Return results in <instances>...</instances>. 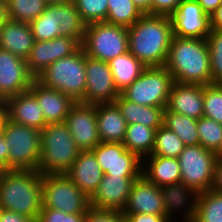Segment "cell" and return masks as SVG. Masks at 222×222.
Listing matches in <instances>:
<instances>
[{"label": "cell", "instance_id": "obj_1", "mask_svg": "<svg viewBox=\"0 0 222 222\" xmlns=\"http://www.w3.org/2000/svg\"><path fill=\"white\" fill-rule=\"evenodd\" d=\"M129 52L146 67H163L173 38L170 16L143 14L127 28Z\"/></svg>", "mask_w": 222, "mask_h": 222}, {"label": "cell", "instance_id": "obj_5", "mask_svg": "<svg viewBox=\"0 0 222 222\" xmlns=\"http://www.w3.org/2000/svg\"><path fill=\"white\" fill-rule=\"evenodd\" d=\"M36 80L47 88L68 95L75 102L84 103L86 89L85 51L81 47L71 56L53 62Z\"/></svg>", "mask_w": 222, "mask_h": 222}, {"label": "cell", "instance_id": "obj_26", "mask_svg": "<svg viewBox=\"0 0 222 222\" xmlns=\"http://www.w3.org/2000/svg\"><path fill=\"white\" fill-rule=\"evenodd\" d=\"M142 175L158 187L181 183L180 165L177 158L146 156L142 159Z\"/></svg>", "mask_w": 222, "mask_h": 222}, {"label": "cell", "instance_id": "obj_7", "mask_svg": "<svg viewBox=\"0 0 222 222\" xmlns=\"http://www.w3.org/2000/svg\"><path fill=\"white\" fill-rule=\"evenodd\" d=\"M81 47L87 56L108 63L129 51L127 27L107 22L85 25Z\"/></svg>", "mask_w": 222, "mask_h": 222}, {"label": "cell", "instance_id": "obj_22", "mask_svg": "<svg viewBox=\"0 0 222 222\" xmlns=\"http://www.w3.org/2000/svg\"><path fill=\"white\" fill-rule=\"evenodd\" d=\"M66 175L90 198L97 190L104 173L94 153L86 150L80 151Z\"/></svg>", "mask_w": 222, "mask_h": 222}, {"label": "cell", "instance_id": "obj_37", "mask_svg": "<svg viewBox=\"0 0 222 222\" xmlns=\"http://www.w3.org/2000/svg\"><path fill=\"white\" fill-rule=\"evenodd\" d=\"M200 145L206 150L222 155V124L202 116L197 120Z\"/></svg>", "mask_w": 222, "mask_h": 222}, {"label": "cell", "instance_id": "obj_47", "mask_svg": "<svg viewBox=\"0 0 222 222\" xmlns=\"http://www.w3.org/2000/svg\"><path fill=\"white\" fill-rule=\"evenodd\" d=\"M212 189L222 193V156L218 157Z\"/></svg>", "mask_w": 222, "mask_h": 222}, {"label": "cell", "instance_id": "obj_31", "mask_svg": "<svg viewBox=\"0 0 222 222\" xmlns=\"http://www.w3.org/2000/svg\"><path fill=\"white\" fill-rule=\"evenodd\" d=\"M29 24L35 41H48L60 37L59 4L47 5L41 15Z\"/></svg>", "mask_w": 222, "mask_h": 222}, {"label": "cell", "instance_id": "obj_29", "mask_svg": "<svg viewBox=\"0 0 222 222\" xmlns=\"http://www.w3.org/2000/svg\"><path fill=\"white\" fill-rule=\"evenodd\" d=\"M156 129L143 124H127L123 145L141 159L151 155L154 146Z\"/></svg>", "mask_w": 222, "mask_h": 222}, {"label": "cell", "instance_id": "obj_21", "mask_svg": "<svg viewBox=\"0 0 222 222\" xmlns=\"http://www.w3.org/2000/svg\"><path fill=\"white\" fill-rule=\"evenodd\" d=\"M29 91L36 97L47 124L65 122L72 105L75 103L68 95L47 88L36 79L31 83Z\"/></svg>", "mask_w": 222, "mask_h": 222}, {"label": "cell", "instance_id": "obj_43", "mask_svg": "<svg viewBox=\"0 0 222 222\" xmlns=\"http://www.w3.org/2000/svg\"><path fill=\"white\" fill-rule=\"evenodd\" d=\"M182 0H153V15L171 16Z\"/></svg>", "mask_w": 222, "mask_h": 222}, {"label": "cell", "instance_id": "obj_3", "mask_svg": "<svg viewBox=\"0 0 222 222\" xmlns=\"http://www.w3.org/2000/svg\"><path fill=\"white\" fill-rule=\"evenodd\" d=\"M42 174L38 170L0 171V207L38 220L42 209Z\"/></svg>", "mask_w": 222, "mask_h": 222}, {"label": "cell", "instance_id": "obj_11", "mask_svg": "<svg viewBox=\"0 0 222 222\" xmlns=\"http://www.w3.org/2000/svg\"><path fill=\"white\" fill-rule=\"evenodd\" d=\"M91 151L106 175L120 177L142 175V159L136 153L127 150L122 143L100 142Z\"/></svg>", "mask_w": 222, "mask_h": 222}, {"label": "cell", "instance_id": "obj_18", "mask_svg": "<svg viewBox=\"0 0 222 222\" xmlns=\"http://www.w3.org/2000/svg\"><path fill=\"white\" fill-rule=\"evenodd\" d=\"M122 212L164 215L161 188L141 175L134 181Z\"/></svg>", "mask_w": 222, "mask_h": 222}, {"label": "cell", "instance_id": "obj_2", "mask_svg": "<svg viewBox=\"0 0 222 222\" xmlns=\"http://www.w3.org/2000/svg\"><path fill=\"white\" fill-rule=\"evenodd\" d=\"M164 67L182 84H212L206 39L173 36Z\"/></svg>", "mask_w": 222, "mask_h": 222}, {"label": "cell", "instance_id": "obj_46", "mask_svg": "<svg viewBox=\"0 0 222 222\" xmlns=\"http://www.w3.org/2000/svg\"><path fill=\"white\" fill-rule=\"evenodd\" d=\"M9 145L0 132V171L8 170Z\"/></svg>", "mask_w": 222, "mask_h": 222}, {"label": "cell", "instance_id": "obj_13", "mask_svg": "<svg viewBox=\"0 0 222 222\" xmlns=\"http://www.w3.org/2000/svg\"><path fill=\"white\" fill-rule=\"evenodd\" d=\"M170 19L174 36L206 39L211 33L210 15L196 0H182Z\"/></svg>", "mask_w": 222, "mask_h": 222}, {"label": "cell", "instance_id": "obj_42", "mask_svg": "<svg viewBox=\"0 0 222 222\" xmlns=\"http://www.w3.org/2000/svg\"><path fill=\"white\" fill-rule=\"evenodd\" d=\"M126 217L122 211L98 210L89 207L86 211L84 222H123Z\"/></svg>", "mask_w": 222, "mask_h": 222}, {"label": "cell", "instance_id": "obj_34", "mask_svg": "<svg viewBox=\"0 0 222 222\" xmlns=\"http://www.w3.org/2000/svg\"><path fill=\"white\" fill-rule=\"evenodd\" d=\"M8 19L27 22L38 18L46 9L45 0H5Z\"/></svg>", "mask_w": 222, "mask_h": 222}, {"label": "cell", "instance_id": "obj_49", "mask_svg": "<svg viewBox=\"0 0 222 222\" xmlns=\"http://www.w3.org/2000/svg\"><path fill=\"white\" fill-rule=\"evenodd\" d=\"M211 30H222V4L210 15Z\"/></svg>", "mask_w": 222, "mask_h": 222}, {"label": "cell", "instance_id": "obj_44", "mask_svg": "<svg viewBox=\"0 0 222 222\" xmlns=\"http://www.w3.org/2000/svg\"><path fill=\"white\" fill-rule=\"evenodd\" d=\"M129 222H170L164 215L123 213Z\"/></svg>", "mask_w": 222, "mask_h": 222}, {"label": "cell", "instance_id": "obj_20", "mask_svg": "<svg viewBox=\"0 0 222 222\" xmlns=\"http://www.w3.org/2000/svg\"><path fill=\"white\" fill-rule=\"evenodd\" d=\"M203 85L173 82L167 103L171 112L194 119L203 116Z\"/></svg>", "mask_w": 222, "mask_h": 222}, {"label": "cell", "instance_id": "obj_8", "mask_svg": "<svg viewBox=\"0 0 222 222\" xmlns=\"http://www.w3.org/2000/svg\"><path fill=\"white\" fill-rule=\"evenodd\" d=\"M42 207L68 214H86L89 197L66 174L42 175Z\"/></svg>", "mask_w": 222, "mask_h": 222}, {"label": "cell", "instance_id": "obj_10", "mask_svg": "<svg viewBox=\"0 0 222 222\" xmlns=\"http://www.w3.org/2000/svg\"><path fill=\"white\" fill-rule=\"evenodd\" d=\"M219 155L201 145L185 146L177 158L180 165L181 183L198 194L212 189Z\"/></svg>", "mask_w": 222, "mask_h": 222}, {"label": "cell", "instance_id": "obj_32", "mask_svg": "<svg viewBox=\"0 0 222 222\" xmlns=\"http://www.w3.org/2000/svg\"><path fill=\"white\" fill-rule=\"evenodd\" d=\"M192 222H222V193L214 189L199 193Z\"/></svg>", "mask_w": 222, "mask_h": 222}, {"label": "cell", "instance_id": "obj_19", "mask_svg": "<svg viewBox=\"0 0 222 222\" xmlns=\"http://www.w3.org/2000/svg\"><path fill=\"white\" fill-rule=\"evenodd\" d=\"M160 188L163 197L164 216L170 222H175L172 220L175 217L172 216L175 215V212L177 214L181 211L184 220L182 222H192L196 214L198 193L184 183L170 184Z\"/></svg>", "mask_w": 222, "mask_h": 222}, {"label": "cell", "instance_id": "obj_28", "mask_svg": "<svg viewBox=\"0 0 222 222\" xmlns=\"http://www.w3.org/2000/svg\"><path fill=\"white\" fill-rule=\"evenodd\" d=\"M116 90L121 93L147 68L129 51L108 62Z\"/></svg>", "mask_w": 222, "mask_h": 222}, {"label": "cell", "instance_id": "obj_27", "mask_svg": "<svg viewBox=\"0 0 222 222\" xmlns=\"http://www.w3.org/2000/svg\"><path fill=\"white\" fill-rule=\"evenodd\" d=\"M127 124H143L153 129L163 125L165 107L144 106L125 99L121 94L115 99Z\"/></svg>", "mask_w": 222, "mask_h": 222}, {"label": "cell", "instance_id": "obj_25", "mask_svg": "<svg viewBox=\"0 0 222 222\" xmlns=\"http://www.w3.org/2000/svg\"><path fill=\"white\" fill-rule=\"evenodd\" d=\"M97 128L101 142L123 143L127 123L115 103L96 104Z\"/></svg>", "mask_w": 222, "mask_h": 222}, {"label": "cell", "instance_id": "obj_24", "mask_svg": "<svg viewBox=\"0 0 222 222\" xmlns=\"http://www.w3.org/2000/svg\"><path fill=\"white\" fill-rule=\"evenodd\" d=\"M30 24L6 19L0 28V48L26 60L34 44Z\"/></svg>", "mask_w": 222, "mask_h": 222}, {"label": "cell", "instance_id": "obj_16", "mask_svg": "<svg viewBox=\"0 0 222 222\" xmlns=\"http://www.w3.org/2000/svg\"><path fill=\"white\" fill-rule=\"evenodd\" d=\"M34 80L26 60L0 48V99L29 91Z\"/></svg>", "mask_w": 222, "mask_h": 222}, {"label": "cell", "instance_id": "obj_15", "mask_svg": "<svg viewBox=\"0 0 222 222\" xmlns=\"http://www.w3.org/2000/svg\"><path fill=\"white\" fill-rule=\"evenodd\" d=\"M65 124L81 151L92 150L101 142L97 128L96 105L75 102Z\"/></svg>", "mask_w": 222, "mask_h": 222}, {"label": "cell", "instance_id": "obj_6", "mask_svg": "<svg viewBox=\"0 0 222 222\" xmlns=\"http://www.w3.org/2000/svg\"><path fill=\"white\" fill-rule=\"evenodd\" d=\"M1 132L9 145L8 170H38L41 131L7 119Z\"/></svg>", "mask_w": 222, "mask_h": 222}, {"label": "cell", "instance_id": "obj_4", "mask_svg": "<svg viewBox=\"0 0 222 222\" xmlns=\"http://www.w3.org/2000/svg\"><path fill=\"white\" fill-rule=\"evenodd\" d=\"M80 151L65 122L49 123L41 130L38 171L42 175L66 174Z\"/></svg>", "mask_w": 222, "mask_h": 222}, {"label": "cell", "instance_id": "obj_48", "mask_svg": "<svg viewBox=\"0 0 222 222\" xmlns=\"http://www.w3.org/2000/svg\"><path fill=\"white\" fill-rule=\"evenodd\" d=\"M197 3L202 7L203 11L211 15L217 8L222 4V0H196Z\"/></svg>", "mask_w": 222, "mask_h": 222}, {"label": "cell", "instance_id": "obj_33", "mask_svg": "<svg viewBox=\"0 0 222 222\" xmlns=\"http://www.w3.org/2000/svg\"><path fill=\"white\" fill-rule=\"evenodd\" d=\"M59 23L61 36L77 39L82 44L85 24L82 22L73 1L59 4Z\"/></svg>", "mask_w": 222, "mask_h": 222}, {"label": "cell", "instance_id": "obj_36", "mask_svg": "<svg viewBox=\"0 0 222 222\" xmlns=\"http://www.w3.org/2000/svg\"><path fill=\"white\" fill-rule=\"evenodd\" d=\"M184 148L185 144L174 131L162 125L155 132L154 146L149 156L178 158Z\"/></svg>", "mask_w": 222, "mask_h": 222}, {"label": "cell", "instance_id": "obj_9", "mask_svg": "<svg viewBox=\"0 0 222 222\" xmlns=\"http://www.w3.org/2000/svg\"><path fill=\"white\" fill-rule=\"evenodd\" d=\"M174 80L163 67H147L142 74L120 94L127 100L155 107H167Z\"/></svg>", "mask_w": 222, "mask_h": 222}, {"label": "cell", "instance_id": "obj_53", "mask_svg": "<svg viewBox=\"0 0 222 222\" xmlns=\"http://www.w3.org/2000/svg\"><path fill=\"white\" fill-rule=\"evenodd\" d=\"M47 2L48 5L51 4H61V3H67L70 2L72 0H45Z\"/></svg>", "mask_w": 222, "mask_h": 222}, {"label": "cell", "instance_id": "obj_23", "mask_svg": "<svg viewBox=\"0 0 222 222\" xmlns=\"http://www.w3.org/2000/svg\"><path fill=\"white\" fill-rule=\"evenodd\" d=\"M7 103L8 119L10 121L40 131L47 125L42 109L36 97L30 91L9 97Z\"/></svg>", "mask_w": 222, "mask_h": 222}, {"label": "cell", "instance_id": "obj_35", "mask_svg": "<svg viewBox=\"0 0 222 222\" xmlns=\"http://www.w3.org/2000/svg\"><path fill=\"white\" fill-rule=\"evenodd\" d=\"M142 15L132 0H108V15L105 22L128 28Z\"/></svg>", "mask_w": 222, "mask_h": 222}, {"label": "cell", "instance_id": "obj_39", "mask_svg": "<svg viewBox=\"0 0 222 222\" xmlns=\"http://www.w3.org/2000/svg\"><path fill=\"white\" fill-rule=\"evenodd\" d=\"M203 116L222 124V84L203 86Z\"/></svg>", "mask_w": 222, "mask_h": 222}, {"label": "cell", "instance_id": "obj_17", "mask_svg": "<svg viewBox=\"0 0 222 222\" xmlns=\"http://www.w3.org/2000/svg\"><path fill=\"white\" fill-rule=\"evenodd\" d=\"M139 177L103 175L95 193L89 198L90 207L98 210L122 211L134 181Z\"/></svg>", "mask_w": 222, "mask_h": 222}, {"label": "cell", "instance_id": "obj_40", "mask_svg": "<svg viewBox=\"0 0 222 222\" xmlns=\"http://www.w3.org/2000/svg\"><path fill=\"white\" fill-rule=\"evenodd\" d=\"M206 40L210 53L212 84H222V30H211Z\"/></svg>", "mask_w": 222, "mask_h": 222}, {"label": "cell", "instance_id": "obj_50", "mask_svg": "<svg viewBox=\"0 0 222 222\" xmlns=\"http://www.w3.org/2000/svg\"><path fill=\"white\" fill-rule=\"evenodd\" d=\"M143 14H153V0H132Z\"/></svg>", "mask_w": 222, "mask_h": 222}, {"label": "cell", "instance_id": "obj_45", "mask_svg": "<svg viewBox=\"0 0 222 222\" xmlns=\"http://www.w3.org/2000/svg\"><path fill=\"white\" fill-rule=\"evenodd\" d=\"M0 222H35L31 217L10 210H0Z\"/></svg>", "mask_w": 222, "mask_h": 222}, {"label": "cell", "instance_id": "obj_38", "mask_svg": "<svg viewBox=\"0 0 222 222\" xmlns=\"http://www.w3.org/2000/svg\"><path fill=\"white\" fill-rule=\"evenodd\" d=\"M85 25L105 22L108 15V0H72Z\"/></svg>", "mask_w": 222, "mask_h": 222}, {"label": "cell", "instance_id": "obj_14", "mask_svg": "<svg viewBox=\"0 0 222 222\" xmlns=\"http://www.w3.org/2000/svg\"><path fill=\"white\" fill-rule=\"evenodd\" d=\"M80 48L81 43L77 39L66 36L48 41H35L26 59L28 71L36 79L53 62L71 56Z\"/></svg>", "mask_w": 222, "mask_h": 222}, {"label": "cell", "instance_id": "obj_30", "mask_svg": "<svg viewBox=\"0 0 222 222\" xmlns=\"http://www.w3.org/2000/svg\"><path fill=\"white\" fill-rule=\"evenodd\" d=\"M163 125L182 140L185 146L200 145L197 119L171 112L166 107L163 112Z\"/></svg>", "mask_w": 222, "mask_h": 222}, {"label": "cell", "instance_id": "obj_52", "mask_svg": "<svg viewBox=\"0 0 222 222\" xmlns=\"http://www.w3.org/2000/svg\"><path fill=\"white\" fill-rule=\"evenodd\" d=\"M7 19L5 0H0V28Z\"/></svg>", "mask_w": 222, "mask_h": 222}, {"label": "cell", "instance_id": "obj_51", "mask_svg": "<svg viewBox=\"0 0 222 222\" xmlns=\"http://www.w3.org/2000/svg\"><path fill=\"white\" fill-rule=\"evenodd\" d=\"M8 119V103L7 99H0V132L2 126L6 123Z\"/></svg>", "mask_w": 222, "mask_h": 222}, {"label": "cell", "instance_id": "obj_12", "mask_svg": "<svg viewBox=\"0 0 222 222\" xmlns=\"http://www.w3.org/2000/svg\"><path fill=\"white\" fill-rule=\"evenodd\" d=\"M86 89L84 103H114L119 92L114 85L113 75L107 62L85 54Z\"/></svg>", "mask_w": 222, "mask_h": 222}, {"label": "cell", "instance_id": "obj_41", "mask_svg": "<svg viewBox=\"0 0 222 222\" xmlns=\"http://www.w3.org/2000/svg\"><path fill=\"white\" fill-rule=\"evenodd\" d=\"M86 214H66L63 211L42 207L36 222H84Z\"/></svg>", "mask_w": 222, "mask_h": 222}]
</instances>
